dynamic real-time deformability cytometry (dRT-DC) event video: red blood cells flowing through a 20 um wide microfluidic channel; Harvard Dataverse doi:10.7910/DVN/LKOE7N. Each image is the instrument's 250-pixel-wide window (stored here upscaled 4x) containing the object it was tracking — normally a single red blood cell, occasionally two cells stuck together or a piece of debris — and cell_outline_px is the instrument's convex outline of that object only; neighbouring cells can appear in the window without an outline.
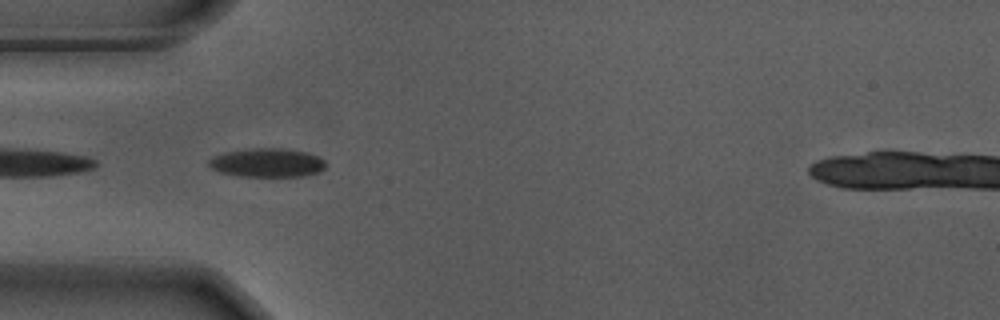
{"species": "Egyptian fruit bat (a non-hibernating species)", "species_latin": "Rousettus aegyptiacus", "temperature_condition": "warm", "stored_images_in_passage": 40, "camera_frame_rate_fps": 3000, "um_per_image_px": 0.085, "animal": {"sex": "male"}, "frame": {"image": 1, "passage_image": 1, "time_ms": 0.0, "image_size_px": [1000, 320], "cell_outline_px": [[328, 164], [320, 172], [304, 176], [240, 176], [220, 172], [212, 168], [208, 164], [208, 160], [216, 156], [228, 152], [252, 148], [280, 148], [308, 152], [320, 156]], "centroid_in_image_um": [22.79, 13.83], "position_along_channel_um": 62.2, "area_um2": 19.59}}
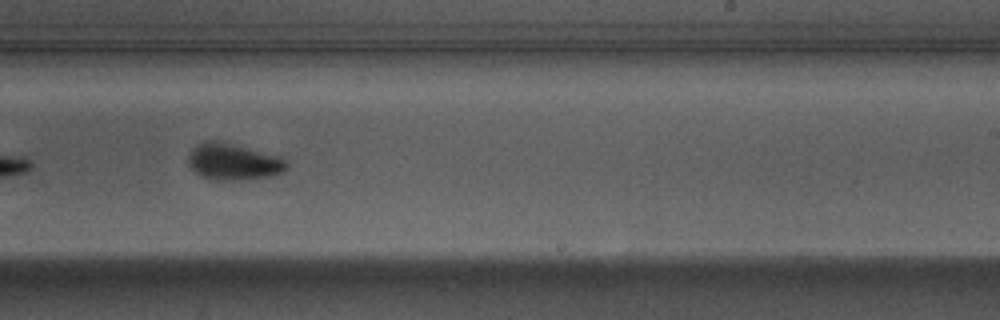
{"frame": {"image": 2, "passage_image": 18, "time_ms": 5.667, "image_size_px": [1000, 320], "cell_outline_px": [[288, 168], [284, 172], [272, 176], [240, 180], [208, 180], [200, 176], [188, 164], [188, 156], [192, 148], [196, 144], [208, 140], [212, 140], [276, 156], [284, 160], [288, 164]], "centroid_in_image_um": [19.79, 13.79], "position_along_channel_um": 269.2, "area_um2": 20.58}}
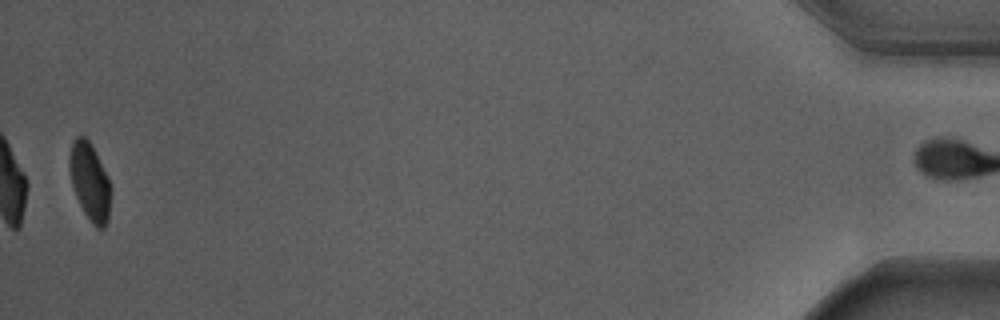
{"frame": {"image": 3, "passage_image": 39, "time_ms": 12.667, "image_size_px": [1000, 320], "cell_outline_px": [[112, 192], [108, 220], [104, 228], [96, 228], [92, 224], [84, 212], [76, 196], [72, 184], [68, 164], [68, 160], [72, 144], [76, 136], [84, 136], [88, 140], [108, 176], [112, 188]], "centroid_in_image_um": [7.65, 15.48], "position_along_channel_um": 427.5, "area_um2": 18.67}, "authors_computed_cell_mechanics": {"area_um2": 19.7676, "velocity_mm_per_s": 3.6783, "shape_relaxation_time_tau1_ms": 2.0164, "shape_relaxation_time_tau2_ms": 1.2839, "deformation_change_tau1": 0.1452, "deformation_change_tau2": 0.0514}}